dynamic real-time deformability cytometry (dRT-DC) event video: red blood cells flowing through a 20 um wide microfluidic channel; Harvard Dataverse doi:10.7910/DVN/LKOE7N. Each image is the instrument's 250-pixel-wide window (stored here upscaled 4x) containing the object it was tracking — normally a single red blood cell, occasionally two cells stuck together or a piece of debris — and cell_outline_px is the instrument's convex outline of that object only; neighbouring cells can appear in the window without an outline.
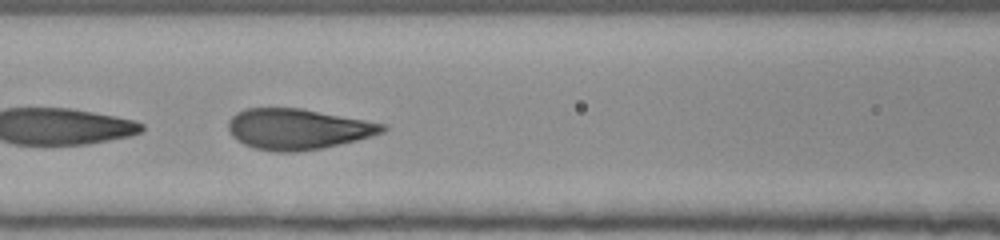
{"species": "human", "species_latin": "Homo sapiens", "temperature_condition": "room temperature", "stored_images_in_passage": 16, "camera_frame_rate_fps": 3000, "um_per_image_px": 0.085, "donor": {"sex": "female"}, "frame": {"image": 1, "passage_image": 14, "time_ms": 4.333, "image_size_px": [1000, 240], "cell_outline_px": [[388, 128], [384, 132], [356, 140], [340, 144], [320, 148], [296, 152], [276, 152], [256, 148], [244, 144], [236, 140], [232, 136], [228, 128], [228, 120], [236, 112], [244, 108], [300, 108], [388, 124]], "centroid_in_image_um": [25.3, 10.96], "position_along_channel_um": 141.3, "area_um2": 36.59}}